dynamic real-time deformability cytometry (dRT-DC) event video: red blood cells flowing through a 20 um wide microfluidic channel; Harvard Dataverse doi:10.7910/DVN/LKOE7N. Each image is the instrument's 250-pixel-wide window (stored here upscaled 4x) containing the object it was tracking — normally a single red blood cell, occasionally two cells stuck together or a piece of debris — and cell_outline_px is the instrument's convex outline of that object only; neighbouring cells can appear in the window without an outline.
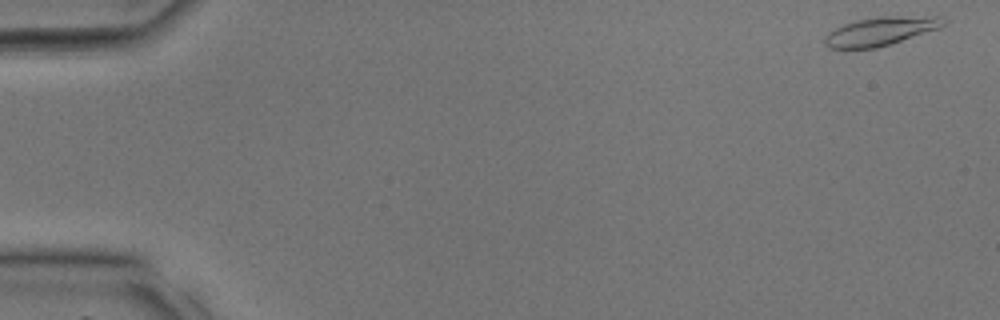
{"species": "common noctule bat (a hibernating species)", "species_latin": "Nyctalus noctula", "temperature_condition": "room temperature", "stored_images_in_passage": 33, "camera_frame_rate_fps": 3000, "um_per_image_px": 0.085, "animal": {"sex": "male", "body_mass_g": 17.9, "forearm_length_mm": 54.2}, "frame": {"image": 1, "passage_image": 1, "time_ms": 0.0, "image_size_px": [1000, 320], "cell_outline_px": [[944, 24], [940, 28], [892, 44], [876, 48], [828, 48], [824, 44], [824, 36], [828, 32], [844, 24], [856, 20], [884, 16], [940, 16], [944, 20]], "centroid_in_image_um": [74.84, 2.66], "position_along_channel_um": 10.2, "area_um2": 19.77}}
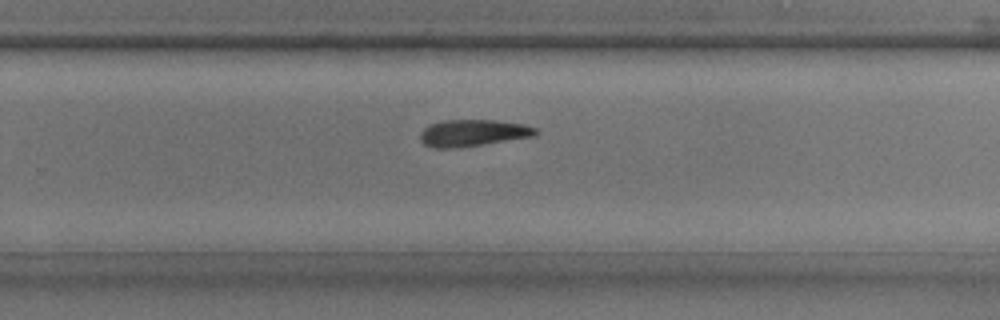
{"frame": {"image": 2, "passage_image": 24, "time_ms": 7.667, "image_size_px": [1000, 320], "cell_outline_px": [[540, 132], [536, 136], [456, 148], [436, 148], [424, 144], [420, 140], [420, 132], [428, 124], [444, 120], [496, 120], [524, 124], [536, 128]], "centroid_in_image_um": [40.21, 11.29], "position_along_channel_um": 289.6, "area_um2": 18.15}}
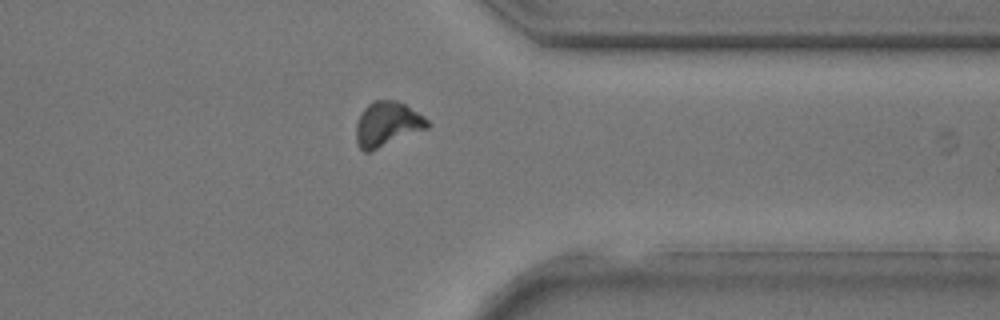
{"frame": {"image": 3, "passage_image": 29, "time_ms": 9.333, "image_size_px": [1000, 320], "cell_outline_px": [[428, 128], [372, 152], [364, 152], [356, 144], [356, 124], [360, 112], [372, 100], [396, 100], [404, 104], [424, 116], [428, 120]], "centroid_in_image_um": [32.88, 10.57], "position_along_channel_um": 378.5, "area_um2": 18.84}}